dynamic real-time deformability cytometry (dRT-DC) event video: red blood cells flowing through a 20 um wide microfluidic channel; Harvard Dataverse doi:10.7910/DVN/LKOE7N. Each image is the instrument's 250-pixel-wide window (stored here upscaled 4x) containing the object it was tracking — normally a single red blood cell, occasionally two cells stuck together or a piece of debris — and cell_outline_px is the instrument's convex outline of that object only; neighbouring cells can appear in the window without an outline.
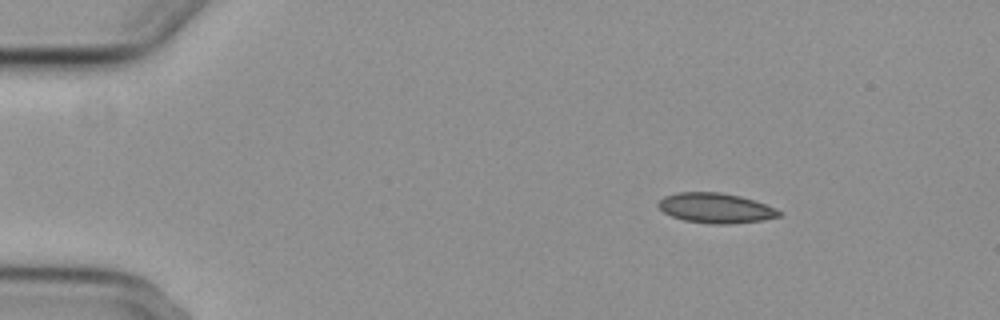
{"species": "common noctule bat (a hibernating species)", "species_latin": "Nyctalus noctula", "temperature_condition": "cold", "stored_images_in_passage": 4, "camera_frame_rate_fps": 3000, "um_per_image_px": 0.085, "animal": {"sex": "female", "body_mass_g": 29.2, "forearm_length_mm": 56.3}, "frame": {"image": 1, "passage_image": 2, "time_ms": 1.0, "image_size_px": [1000, 320], "cell_outline_px": [[780, 216], [764, 220], [728, 224], [712, 224], [684, 220], [672, 216], [664, 212], [656, 204], [664, 196], [676, 192], [720, 192], [740, 196], [776, 208], [780, 212]], "centroid_in_image_um": [60.81, 17.68], "position_along_channel_um": 24.2, "area_um2": 20.98}}
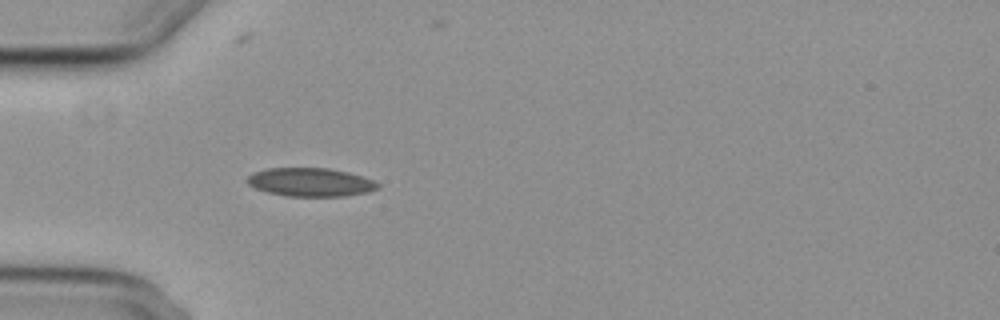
{"frame": {"image": 2, "passage_image": 4, "time_ms": 4.0, "image_size_px": [1000, 320], "cell_outline_px": [[380, 188], [368, 192], [344, 196], [288, 196], [268, 192], [256, 188], [248, 184], [244, 180], [248, 176], [256, 172], [268, 168], [328, 168], [348, 172], [372, 180], [380, 184]], "centroid_in_image_um": [26.4, 15.49], "position_along_channel_um": 58.6, "area_um2": 21.56}}